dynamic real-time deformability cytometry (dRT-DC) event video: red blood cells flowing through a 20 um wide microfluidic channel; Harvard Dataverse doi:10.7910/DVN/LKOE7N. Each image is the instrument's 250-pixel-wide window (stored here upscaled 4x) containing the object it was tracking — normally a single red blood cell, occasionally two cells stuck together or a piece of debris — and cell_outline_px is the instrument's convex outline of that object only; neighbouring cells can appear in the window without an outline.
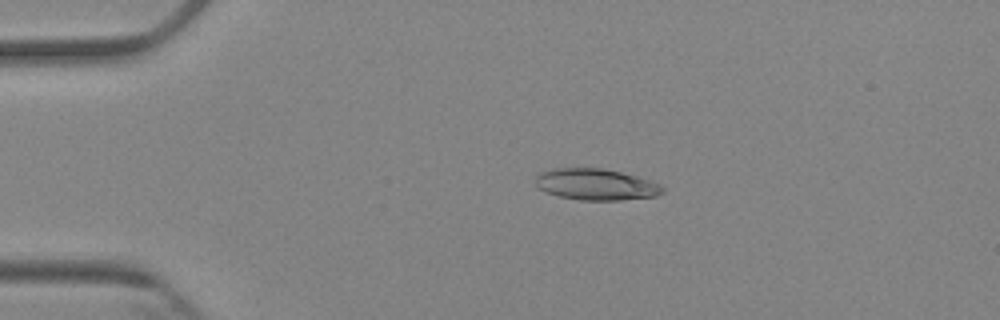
{"species": "Egyptian fruit bat (a non-hibernating species)", "species_latin": "Rousettus aegyptiacus", "temperature_condition": "cold", "stored_images_in_passage": 5, "camera_frame_rate_fps": 3000, "um_per_image_px": 0.085, "animal": {"sex": "female"}, "frame": {"image": 1, "passage_image": 3, "time_ms": 2.333, "image_size_px": [1000, 320], "cell_outline_px": [[664, 192], [656, 196], [620, 200], [580, 200], [560, 196], [544, 192], [536, 188], [536, 176], [540, 172], [552, 168], [600, 168], [620, 172], [636, 176], [660, 184], [664, 188]], "centroid_in_image_um": [50.62, 15.68], "position_along_channel_um": 34.4, "area_um2": 23.24}}
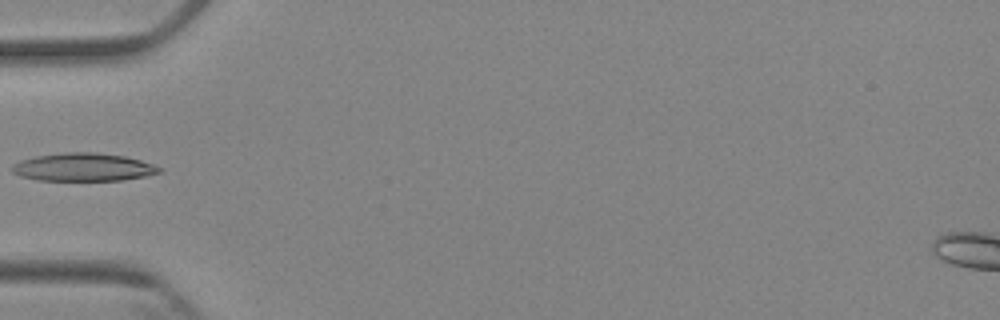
{"frame": {"image": 2, "passage_image": 5, "time_ms": 4.667, "image_size_px": [1000, 320], "cell_outline_px": [[164, 172], [148, 176], [124, 180], [36, 180], [20, 176], [12, 172], [12, 164], [20, 160], [36, 156], [64, 152], [96, 152], [124, 156], [140, 160], [164, 168]], "centroid_in_image_um": [7.12, 14.21], "position_along_channel_um": 77.9, "area_um2": 24.28}}